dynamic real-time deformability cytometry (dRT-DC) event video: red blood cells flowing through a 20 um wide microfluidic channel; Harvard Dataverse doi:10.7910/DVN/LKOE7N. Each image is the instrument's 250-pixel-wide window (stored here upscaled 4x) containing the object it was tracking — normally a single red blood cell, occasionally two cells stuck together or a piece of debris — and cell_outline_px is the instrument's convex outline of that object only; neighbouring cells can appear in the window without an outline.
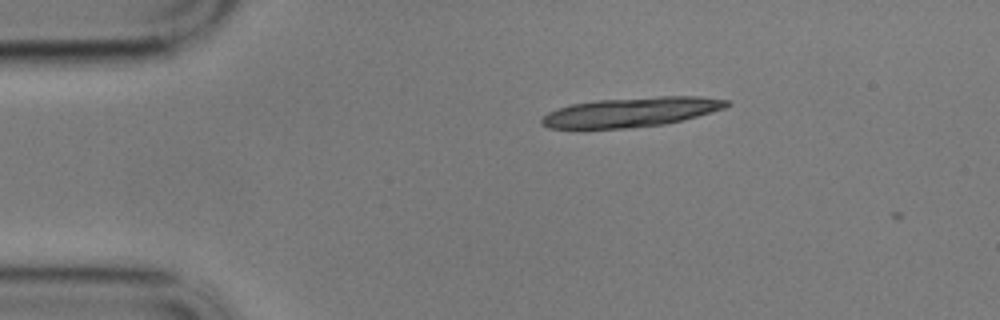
{"species": "common noctule bat (a hibernating species)", "species_latin": "Nyctalus noctula", "temperature_condition": "cold", "stored_images_in_passage": 2, "camera_frame_rate_fps": 3000, "um_per_image_px": 0.085, "animal": {"sex": "male", "body_mass_g": 17.9}, "frame": {"image": 1, "passage_image": 1, "time_ms": 0.0, "image_size_px": [1000, 320], "cell_outline_px": [[732, 104], [724, 108], [712, 112], [664, 124], [628, 128], [548, 128], [540, 124], [540, 120], [548, 112], [572, 104], [596, 100], [660, 96], [700, 96], [728, 100]], "centroid_in_image_um": [53.66, 9.52], "position_along_channel_um": 31.3, "area_um2": 31.67}}